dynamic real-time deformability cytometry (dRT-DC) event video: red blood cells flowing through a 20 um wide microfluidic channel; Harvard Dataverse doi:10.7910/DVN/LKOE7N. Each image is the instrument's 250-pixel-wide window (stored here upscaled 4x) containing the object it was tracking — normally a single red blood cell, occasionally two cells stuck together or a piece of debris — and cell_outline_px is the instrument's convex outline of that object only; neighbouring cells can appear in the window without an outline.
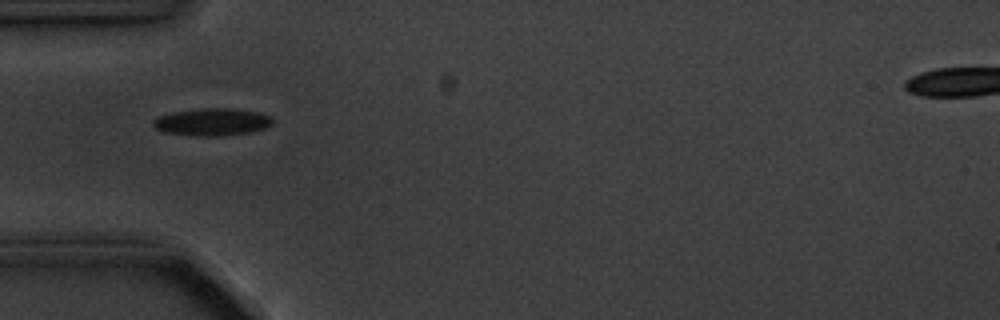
{"species": "common noctule bat (a hibernating species)", "species_latin": "Nyctalus noctula", "temperature_condition": "cold", "stored_images_in_passage": 6, "camera_frame_rate_fps": 3000, "um_per_image_px": 0.085, "animal": {"sex": "male", "body_mass_g": 20.1, "forearm_length_mm": 53.5}, "frame": {"image": 1, "passage_image": 5, "time_ms": 5.0, "image_size_px": [1000, 320], "cell_outline_px": [[272, 124], [264, 128], [248, 132], [220, 136], [196, 136], [164, 132], [156, 128], [152, 124], [152, 120], [156, 116], [172, 112], [200, 108], [232, 108], [260, 112], [268, 116], [272, 120]], "centroid_in_image_um": [17.98, 10.36], "position_along_channel_um": 67.0, "area_um2": 19.07}}
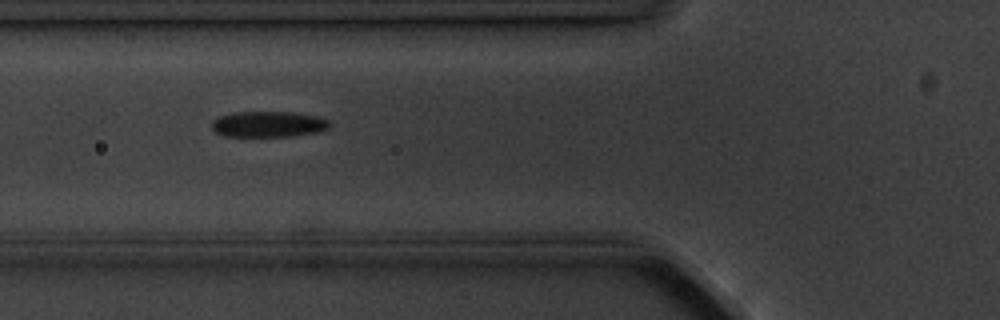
{"frame": {"image": 2, "passage_image": 6, "time_ms": 6.0, "image_size_px": [1000, 320], "cell_outline_px": [[332, 124], [328, 128], [320, 132], [292, 136], [224, 136], [216, 132], [212, 128], [212, 120], [220, 116], [232, 112], [292, 112], [316, 116], [328, 120]], "centroid_in_image_um": [22.82, 10.55], "position_along_channel_um": 103.0, "area_um2": 17.8}}